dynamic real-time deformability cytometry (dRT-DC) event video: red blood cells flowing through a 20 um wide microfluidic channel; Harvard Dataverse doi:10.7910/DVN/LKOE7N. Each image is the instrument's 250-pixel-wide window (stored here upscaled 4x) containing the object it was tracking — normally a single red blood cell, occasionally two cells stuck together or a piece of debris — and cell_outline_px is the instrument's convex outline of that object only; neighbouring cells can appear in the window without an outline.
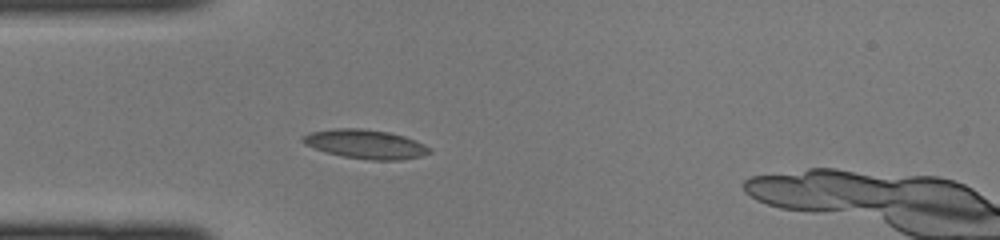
{"species": "common noctule bat (a hibernating species)", "species_latin": "Nyctalus noctula", "temperature_condition": "cold", "stored_images_in_passage": 30, "camera_frame_rate_fps": 3000, "um_per_image_px": 0.085, "animal": {"sex": "female", "body_mass_g": 22.0, "forearm_length_mm": 56.7}, "frame": {"image": 1, "passage_image": 1, "time_ms": 0.0, "image_size_px": [1000, 240], "cell_outline_px": [[432, 152], [420, 156], [400, 160], [368, 160], [344, 156], [328, 152], [304, 144], [300, 140], [300, 136], [308, 132], [332, 128], [360, 128], [388, 132], [404, 136], [416, 140], [432, 148]], "centroid_in_image_um": [31.06, 12.24], "position_along_channel_um": 53.9, "area_um2": 21.56}}
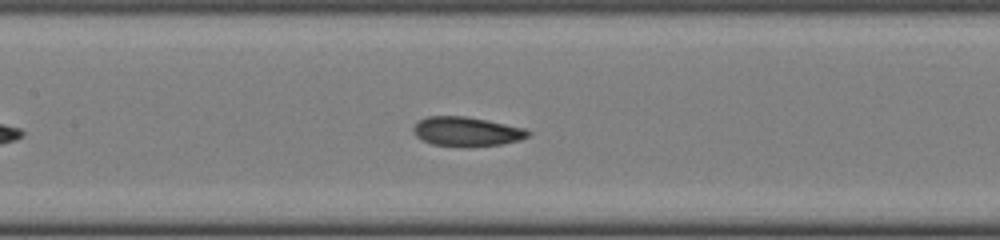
{"frame": {"image": 2, "passage_image": 9, "time_ms": 2.667, "image_size_px": [1000, 240], "cell_outline_px": [[532, 132], [528, 136], [520, 140], [500, 144], [432, 144], [420, 140], [416, 136], [412, 128], [420, 120], [428, 116], [464, 116], [524, 128]], "centroid_in_image_um": [39.64, 11.14], "position_along_channel_um": 167.8, "area_um2": 18.67}}
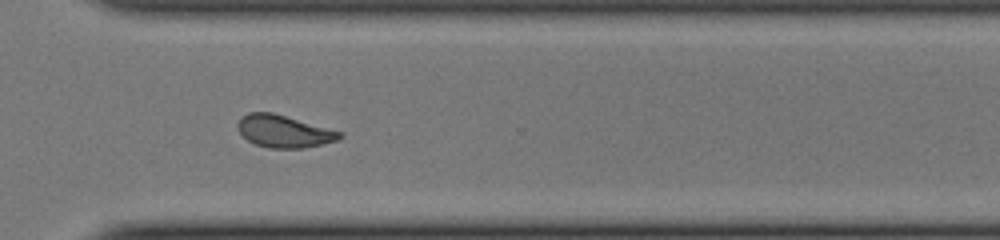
{"frame": {"image": 3, "passage_image": 21, "time_ms": 6.667, "image_size_px": [1000, 240], "cell_outline_px": [[344, 136], [336, 140], [304, 148], [268, 148], [256, 144], [248, 140], [236, 128], [236, 124], [248, 112], [272, 112], [340, 132]], "centroid_in_image_um": [24.08, 11.16], "position_along_channel_um": 346.5, "area_um2": 18.79}}